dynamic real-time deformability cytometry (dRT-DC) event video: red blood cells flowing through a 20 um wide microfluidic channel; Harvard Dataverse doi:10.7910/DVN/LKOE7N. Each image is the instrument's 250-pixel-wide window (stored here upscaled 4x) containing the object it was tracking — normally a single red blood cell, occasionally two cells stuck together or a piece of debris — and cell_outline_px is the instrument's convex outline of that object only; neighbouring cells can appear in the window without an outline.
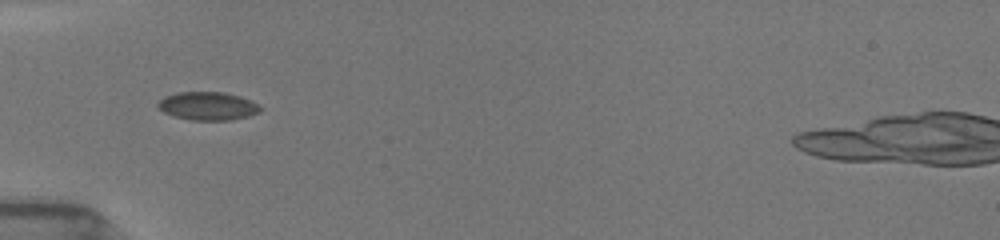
{"species": "common noctule bat (a hibernating species)", "species_latin": "Nyctalus noctula", "temperature_condition": "room temperature", "stored_images_in_passage": 25, "camera_frame_rate_fps": 3000, "um_per_image_px": 0.085, "animal": {"sex": "female", "body_mass_g": 19.5, "forearm_length_mm": 54.1}, "frame": {"image": 1, "passage_image": 2, "time_ms": 0.667, "image_size_px": [1000, 240], "cell_outline_px": [[264, 108], [260, 112], [248, 116], [232, 120], [192, 120], [176, 116], [164, 112], [156, 104], [164, 96], [176, 92], [224, 92], [240, 96], [252, 100]], "centroid_in_image_um": [17.71, 9.0], "position_along_channel_um": 67.3, "area_um2": 16.94}}
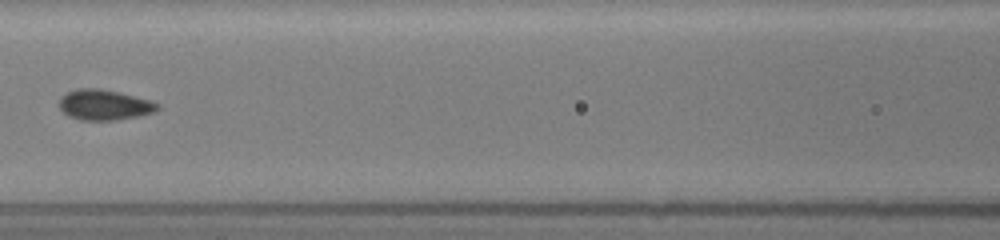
{"frame": {"image": 2, "passage_image": 6, "time_ms": 3.0, "image_size_px": [1000, 240], "cell_outline_px": [[160, 108], [152, 112], [140, 116], [116, 120], [80, 120], [68, 116], [60, 108], [60, 96], [76, 88], [100, 88], [120, 92], [148, 100], [160, 104]], "centroid_in_image_um": [8.85, 8.91], "position_along_channel_um": 157.7, "area_um2": 17.46}}
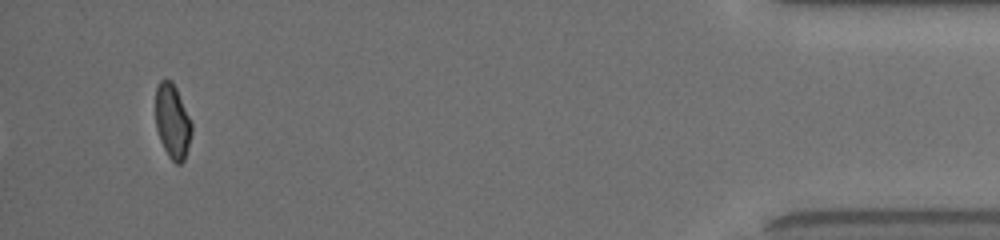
{"frame": {"image": 3, "passage_image": 25, "time_ms": 11.333, "image_size_px": [1000, 240], "cell_outline_px": [[192, 132], [188, 148], [184, 160], [180, 164], [176, 164], [168, 156], [160, 140], [156, 128], [156, 88], [160, 80], [172, 80], [176, 88], [192, 124]], "centroid_in_image_um": [14.66, 10.33], "position_along_channel_um": 420.5, "area_um2": 15.55}, "authors_computed_cell_mechanics": {"area_um2": 16.9354, "velocity_mm_per_s": 3.9536, "shape_relaxation_time_tau1_ms": null, "shape_relaxation_time_tau2_ms": 1.0979, "deformation_change_tau1": null, "deformation_change_tau2": 0.0252}}